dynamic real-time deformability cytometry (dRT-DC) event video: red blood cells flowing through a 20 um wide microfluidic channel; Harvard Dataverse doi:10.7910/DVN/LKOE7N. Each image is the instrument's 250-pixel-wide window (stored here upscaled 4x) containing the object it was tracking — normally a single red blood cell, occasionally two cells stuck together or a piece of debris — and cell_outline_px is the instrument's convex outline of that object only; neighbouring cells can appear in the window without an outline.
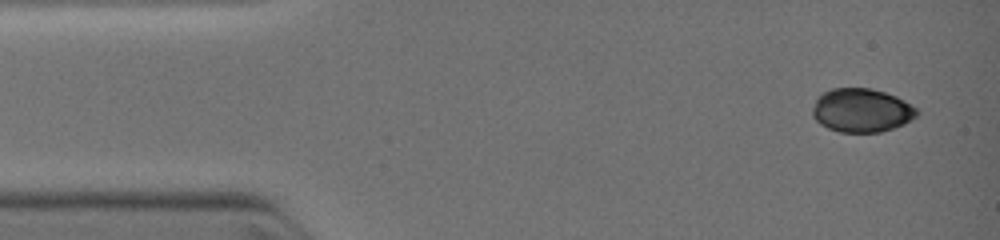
{"species": "common noctule bat (a hibernating species)", "species_latin": "Nyctalus noctula", "temperature_condition": "warm", "stored_images_in_passage": 6, "camera_frame_rate_fps": 3000, "um_per_image_px": 0.085, "animal": {"sex": "female", "body_mass_g": 19.0, "forearm_length_mm": 51.5}, "frame": {"image": 1, "passage_image": 1, "time_ms": 0.0, "image_size_px": [1000, 240], "cell_outline_px": [[920, 112], [916, 116], [904, 124], [880, 132], [840, 132], [828, 128], [820, 124], [812, 116], [812, 108], [816, 100], [824, 92], [832, 88], [872, 88], [896, 96], [904, 100], [916, 108]], "centroid_in_image_um": [73.23, 9.38], "position_along_channel_um": 11.8, "area_um2": 26.53}}